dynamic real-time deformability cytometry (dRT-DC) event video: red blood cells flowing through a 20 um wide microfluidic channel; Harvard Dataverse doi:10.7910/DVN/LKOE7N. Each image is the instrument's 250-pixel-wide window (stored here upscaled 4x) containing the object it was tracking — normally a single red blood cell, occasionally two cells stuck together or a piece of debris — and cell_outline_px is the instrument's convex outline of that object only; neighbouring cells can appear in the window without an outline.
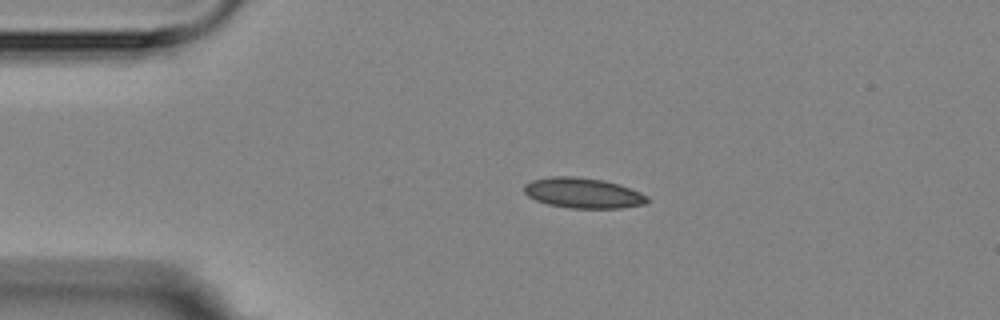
{"species": "Egyptian fruit bat (a non-hibernating species)", "species_latin": "Rousettus aegyptiacus", "temperature_condition": "room temperature", "stored_images_in_passage": 3, "camera_frame_rate_fps": 3000, "um_per_image_px": 0.085, "animal": {"sex": "female"}, "frame": {"image": 1, "passage_image": 2, "time_ms": 2.0, "image_size_px": [1000, 320], "cell_outline_px": [[648, 200], [644, 204], [620, 208], [572, 208], [548, 204], [536, 200], [528, 196], [524, 192], [524, 184], [532, 180], [552, 176], [572, 176], [604, 180], [620, 184], [640, 192], [648, 196]], "centroid_in_image_um": [49.55, 16.4], "position_along_channel_um": 35.4, "area_um2": 21.73}}